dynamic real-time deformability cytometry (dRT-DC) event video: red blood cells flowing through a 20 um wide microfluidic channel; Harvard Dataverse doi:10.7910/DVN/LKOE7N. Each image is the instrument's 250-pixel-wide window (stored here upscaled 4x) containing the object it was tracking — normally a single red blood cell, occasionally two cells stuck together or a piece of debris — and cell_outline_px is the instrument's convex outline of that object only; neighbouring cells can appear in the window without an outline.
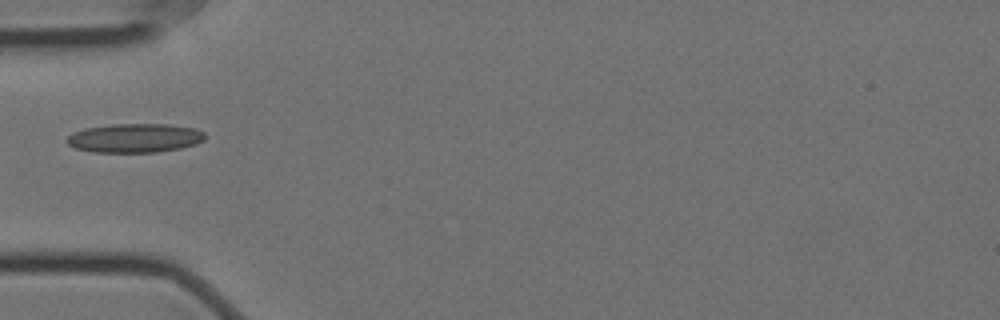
{"species": "Egyptian fruit bat (a non-hibernating species)", "species_latin": "Rousettus aegyptiacus", "temperature_condition": "cold", "stored_images_in_passage": 3, "camera_frame_rate_fps": 3000, "um_per_image_px": 0.085, "animal": {"sex": "female"}, "frame": {"image": 1, "passage_image": 1, "time_ms": 0.0, "image_size_px": [1000, 320], "cell_outline_px": [[204, 140], [196, 144], [180, 148], [156, 152], [92, 152], [76, 148], [68, 144], [64, 140], [72, 132], [84, 128], [112, 124], [168, 124], [196, 128], [204, 132]], "centroid_in_image_um": [11.43, 11.73], "position_along_channel_um": 73.6, "area_um2": 23.47}}
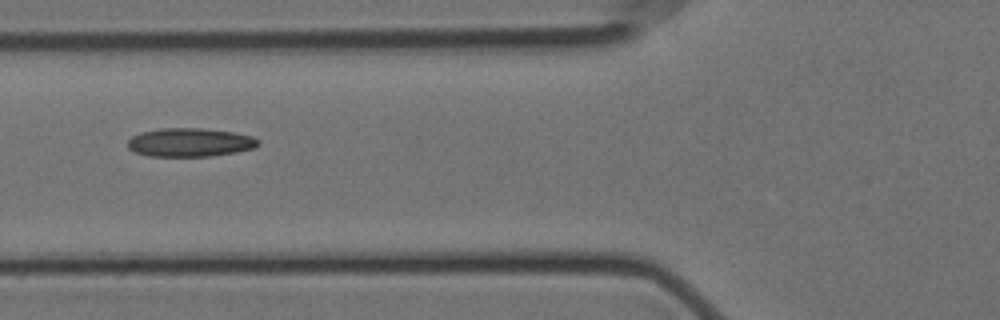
{"frame": {"image": 2, "passage_image": 2, "time_ms": 0.333, "image_size_px": [1000, 320], "cell_outline_px": [[260, 144], [256, 148], [236, 152], [212, 156], [148, 156], [136, 152], [128, 148], [128, 140], [132, 136], [140, 132], [160, 128], [200, 128], [232, 132], [252, 136], [260, 140]], "centroid_in_image_um": [16.16, 12.1], "position_along_channel_um": 109.6, "area_um2": 21.85}}
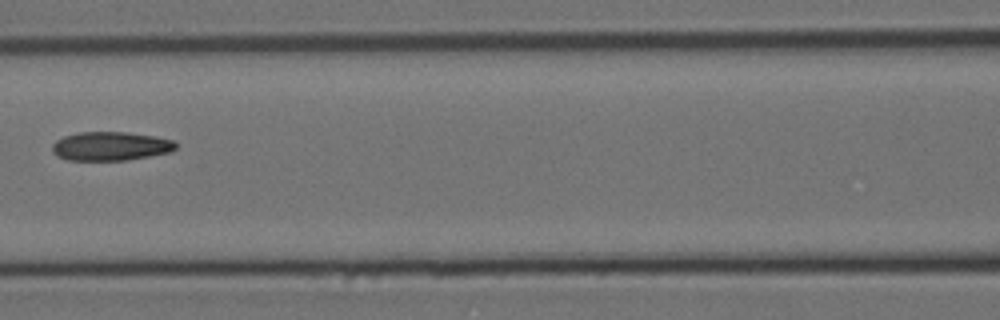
{"frame": {"image": 3, "passage_image": 3, "time_ms": 0.667, "image_size_px": [1000, 320], "cell_outline_px": [[176, 148], [172, 152], [128, 160], [68, 160], [56, 156], [52, 152], [52, 144], [56, 140], [64, 136], [80, 132], [124, 132], [156, 136], [172, 140], [176, 144]], "centroid_in_image_um": [9.39, 12.43], "position_along_channel_um": 157.2, "area_um2": 20.87}}